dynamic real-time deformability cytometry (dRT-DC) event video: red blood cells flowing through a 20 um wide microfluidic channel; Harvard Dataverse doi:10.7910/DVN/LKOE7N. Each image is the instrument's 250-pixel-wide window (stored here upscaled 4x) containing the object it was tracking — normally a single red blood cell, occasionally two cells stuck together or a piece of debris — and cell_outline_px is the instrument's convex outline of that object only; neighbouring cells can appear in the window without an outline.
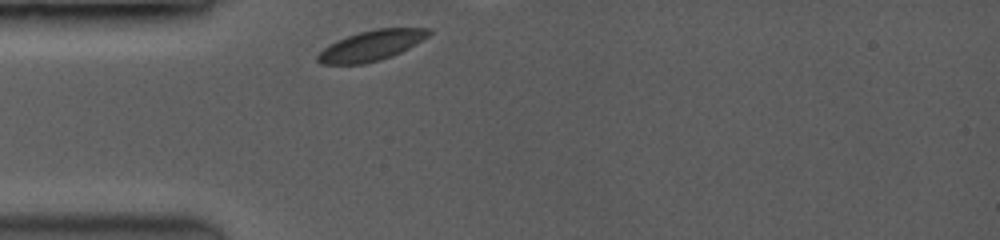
{"species": "common noctule bat (a hibernating species)", "species_latin": "Nyctalus noctula", "temperature_condition": "room temperature", "stored_images_in_passage": 9, "camera_frame_rate_fps": 3500, "um_per_image_px": 0.085, "animal": {"sex": "female", "body_mass_g": 19.0, "forearm_length_mm": 53.3}, "frame": {"image": 1, "passage_image": 1, "time_ms": 0.0, "image_size_px": [1000, 240], "cell_outline_px": [[432, 32], [428, 36], [408, 48], [400, 52], [380, 60], [364, 64], [320, 64], [316, 60], [316, 56], [328, 44], [336, 40], [360, 32], [376, 28], [432, 28]], "centroid_in_image_um": [31.54, 3.87], "position_along_channel_um": 53.5, "area_um2": 19.54}}